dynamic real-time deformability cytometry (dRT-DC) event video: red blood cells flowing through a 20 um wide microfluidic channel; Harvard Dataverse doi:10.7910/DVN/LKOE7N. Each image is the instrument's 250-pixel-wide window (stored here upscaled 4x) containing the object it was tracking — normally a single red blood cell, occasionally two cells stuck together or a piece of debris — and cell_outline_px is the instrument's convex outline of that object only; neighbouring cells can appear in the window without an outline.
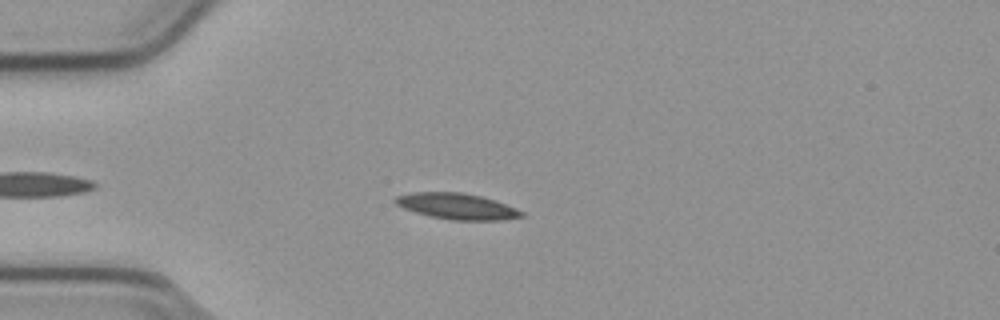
{"species": "common noctule bat (a hibernating species)", "species_latin": "Nyctalus noctula", "temperature_condition": "cold", "stored_images_in_passage": 17, "camera_frame_rate_fps": 3000, "um_per_image_px": 0.085, "animal": {"sex": "male", "body_mass_g": 23.1, "forearm_length_mm": 52.7}, "frame": {"image": 1, "passage_image": 9, "time_ms": 2.667, "image_size_px": [1000, 320], "cell_outline_px": [[524, 216], [504, 220], [452, 220], [432, 216], [416, 212], [404, 208], [396, 204], [392, 200], [396, 196], [412, 192], [460, 192], [480, 196], [516, 208], [524, 212]], "centroid_in_image_um": [38.83, 17.53], "position_along_channel_um": 46.2, "area_um2": 18.9}}
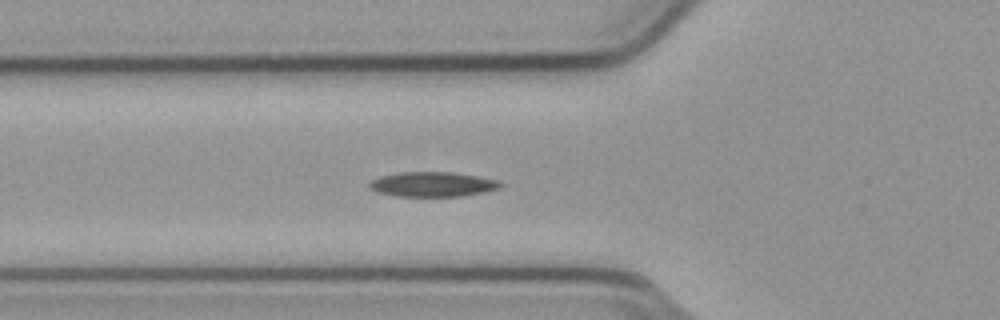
{"frame": {"image": 2, "passage_image": 14, "time_ms": 4.333, "image_size_px": [1000, 320], "cell_outline_px": [[504, 184], [500, 188], [484, 192], [460, 196], [396, 196], [376, 192], [368, 184], [372, 180], [380, 176], [400, 172], [452, 172], [500, 180]], "centroid_in_image_um": [36.8, 15.66], "position_along_channel_um": 89.0, "area_um2": 18.9}}
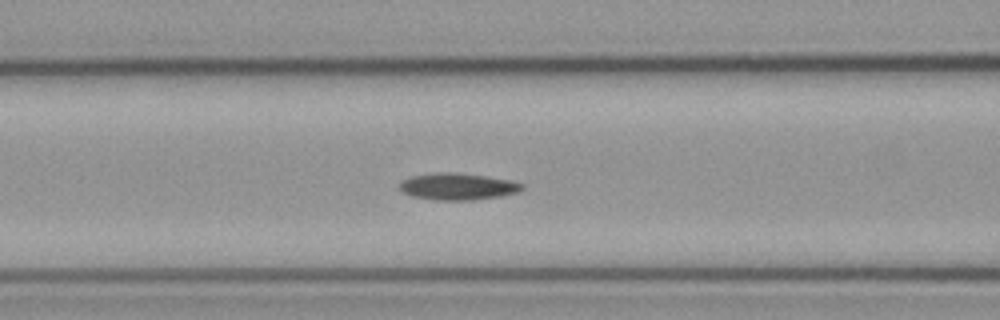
{"frame": {"image": 3, "passage_image": 17, "time_ms": 5.333, "image_size_px": [1000, 320], "cell_outline_px": [[524, 188], [516, 192], [500, 196], [472, 200], [432, 200], [412, 196], [400, 192], [400, 180], [412, 176], [436, 172], [456, 172], [484, 176], [508, 180], [524, 184]], "centroid_in_image_um": [38.84, 15.85], "position_along_channel_um": 127.8, "area_um2": 19.13}}